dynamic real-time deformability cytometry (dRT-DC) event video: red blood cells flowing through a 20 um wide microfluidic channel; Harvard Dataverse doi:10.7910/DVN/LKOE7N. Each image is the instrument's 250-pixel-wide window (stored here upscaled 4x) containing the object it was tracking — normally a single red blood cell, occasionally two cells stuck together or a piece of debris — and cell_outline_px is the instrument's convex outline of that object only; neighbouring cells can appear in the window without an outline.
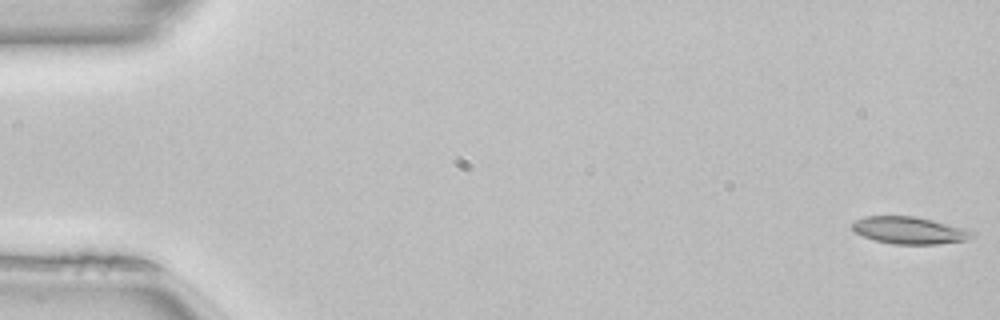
{"species": "common noctule bat (a hibernating species)", "species_latin": "Nyctalus noctula", "temperature_condition": "room temperature", "stored_images_in_passage": 51, "camera_frame_rate_fps": 3000, "um_per_image_px": 0.085, "animal": {"sex": "female", "body_mass_g": 22.7, "forearm_length_mm": 54.2}, "frame": {"image": 1, "passage_image": 1, "time_ms": 0.0, "image_size_px": [1000, 320], "cell_outline_px": [[972, 236], [968, 240], [936, 244], [892, 244], [876, 240], [864, 236], [856, 232], [852, 228], [852, 224], [856, 220], [864, 216], [916, 216], [968, 228], [972, 232]], "centroid_in_image_um": [77.33, 19.57], "position_along_channel_um": 7.7, "area_um2": 18.96}}
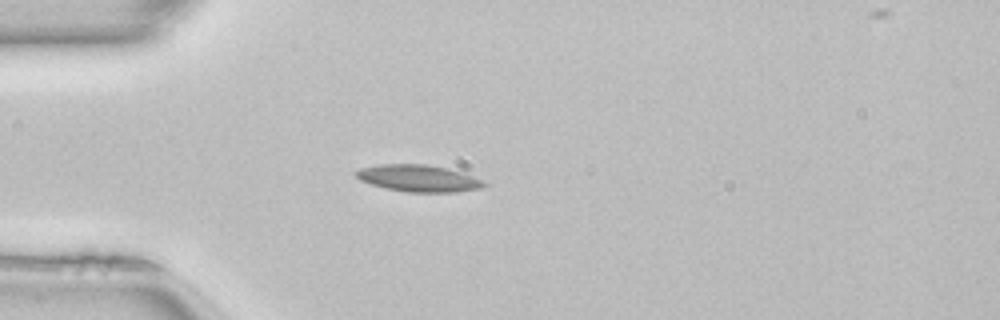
{"frame": {"image": 2, "passage_image": 14, "time_ms": 4.333, "image_size_px": [1000, 320], "cell_outline_px": [[488, 184], [480, 188], [456, 192], [408, 192], [384, 188], [360, 180], [352, 172], [360, 168], [380, 164], [424, 164], [448, 168], [484, 180]], "centroid_in_image_um": [35.55, 15.15], "position_along_channel_um": 49.4, "area_um2": 20.06}, "authors_computed_cell_mechanics": {"area_um2": 18.6116, "velocity_mm_per_s": 4.0797, "shape_relaxation_time_tau1_ms": 9.2515, "shape_relaxation_time_tau2_ms": 10.0675, "deformation_change_tau1": 0.1644, "deformation_change_tau2": 0.1797}}